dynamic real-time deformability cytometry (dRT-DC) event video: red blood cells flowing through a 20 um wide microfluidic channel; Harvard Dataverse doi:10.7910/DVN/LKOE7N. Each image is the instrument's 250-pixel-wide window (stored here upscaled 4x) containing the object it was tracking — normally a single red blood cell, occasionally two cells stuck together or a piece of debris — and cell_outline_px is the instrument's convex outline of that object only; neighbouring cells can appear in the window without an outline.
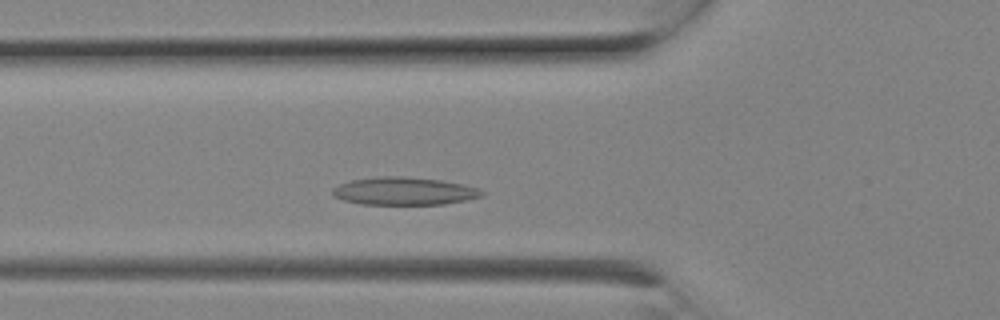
{"species": "Egyptian fruit bat (a non-hibernating species)", "species_latin": "Rousettus aegyptiacus", "temperature_condition": "room temperature", "stored_images_in_passage": 4, "camera_frame_rate_fps": 3000, "um_per_image_px": 0.085, "animal": {"sex": "female"}, "frame": {"image": 1, "passage_image": 4, "time_ms": 1.0, "image_size_px": [1000, 320], "cell_outline_px": [[484, 192], [480, 196], [464, 200], [444, 204], [360, 204], [344, 200], [332, 196], [332, 188], [348, 180], [376, 176], [404, 176], [440, 180], [464, 184], [476, 188]], "centroid_in_image_um": [34.27, 16.23], "position_along_channel_um": 91.5, "area_um2": 24.16}}